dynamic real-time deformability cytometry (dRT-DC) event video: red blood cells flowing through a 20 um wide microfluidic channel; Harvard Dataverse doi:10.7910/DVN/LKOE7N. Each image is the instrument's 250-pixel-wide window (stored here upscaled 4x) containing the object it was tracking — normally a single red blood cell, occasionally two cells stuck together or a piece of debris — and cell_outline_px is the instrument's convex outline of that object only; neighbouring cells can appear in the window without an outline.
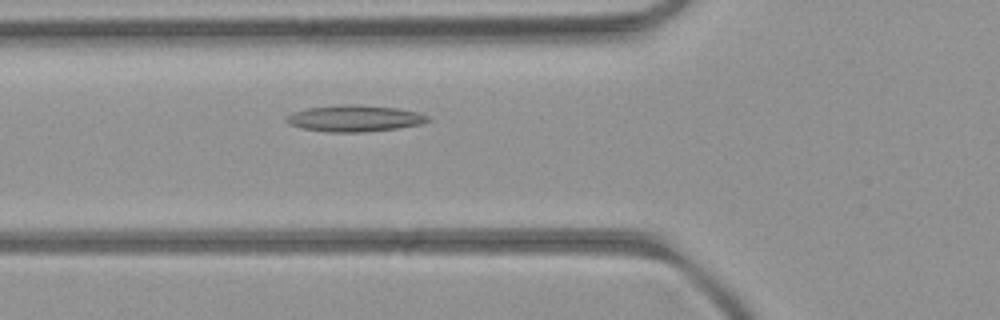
{"species": "common noctule bat (a hibernating species)", "species_latin": "Nyctalus noctula", "temperature_condition": "room temperature", "stored_images_in_passage": 42, "camera_frame_rate_fps": 3000, "um_per_image_px": 0.085, "animal": {"sex": "female", "body_mass_g": 21.9}, "frame": {"image": 1, "passage_image": 9, "time_ms": 2.667, "image_size_px": [1000, 320], "cell_outline_px": [[432, 120], [420, 124], [400, 128], [364, 132], [328, 132], [304, 128], [288, 124], [284, 120], [288, 116], [296, 112], [308, 108], [340, 104], [356, 104], [396, 108], [416, 112], [428, 116]], "centroid_in_image_um": [30.17, 10.06], "position_along_channel_um": 95.6, "area_um2": 21.68}}
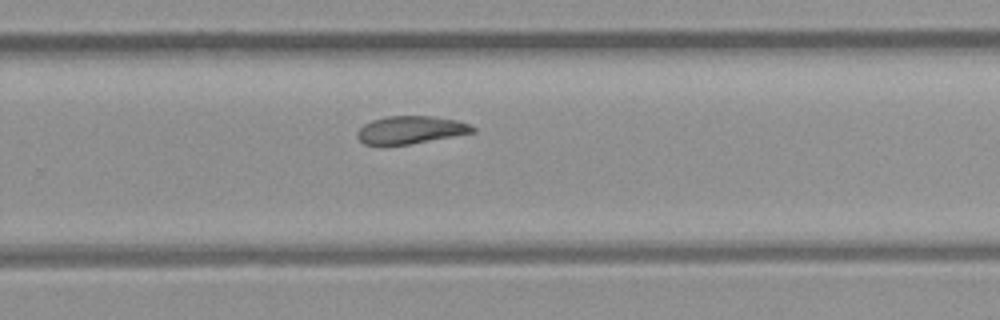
{"frame": {"image": 2, "passage_image": 24, "time_ms": 7.667, "image_size_px": [1000, 320], "cell_outline_px": [[476, 132], [408, 144], [380, 148], [364, 144], [356, 136], [356, 132], [364, 124], [372, 120], [384, 116], [432, 116], [456, 120], [472, 124], [476, 128]], "centroid_in_image_um": [34.85, 11.07], "position_along_channel_um": 295.0, "area_um2": 19.19}}
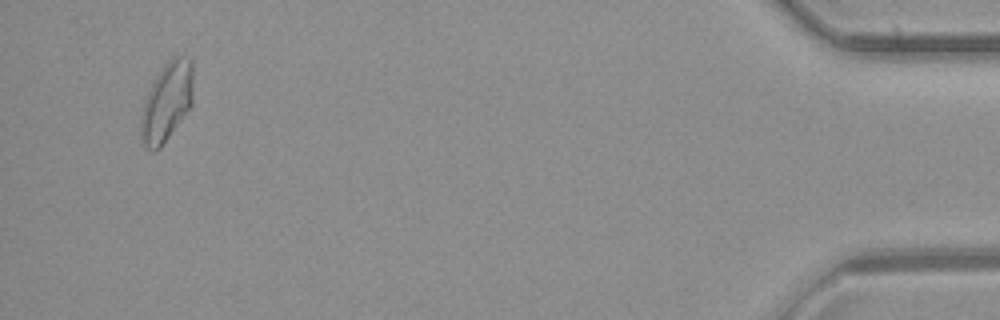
{"frame": {"image": 3, "passage_image": 40, "time_ms": 13.0, "image_size_px": [1000, 320], "cell_outline_px": [[192, 104], [160, 148], [148, 148], [144, 144], [140, 136], [140, 112], [144, 100], [156, 76], [164, 64], [176, 52], [188, 56], [192, 60]], "centroid_in_image_um": [14.17, 8.57], "position_along_channel_um": 421.0, "area_um2": 24.1}}